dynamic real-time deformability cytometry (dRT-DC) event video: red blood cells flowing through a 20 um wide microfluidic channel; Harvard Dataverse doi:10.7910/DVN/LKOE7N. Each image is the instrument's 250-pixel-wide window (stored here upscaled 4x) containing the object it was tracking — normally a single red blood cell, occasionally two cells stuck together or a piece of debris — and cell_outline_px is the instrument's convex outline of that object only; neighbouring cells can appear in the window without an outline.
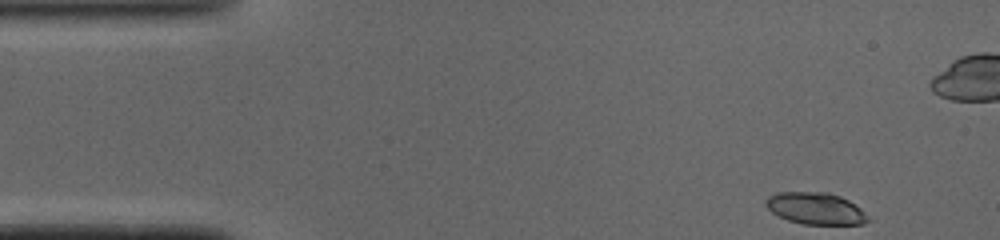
{"species": "common noctule bat (a hibernating species)", "species_latin": "Nyctalus noctula", "temperature_condition": "cold", "stored_images_in_passage": 46, "camera_frame_rate_fps": 3000, "um_per_image_px": 0.085, "animal": {"sex": "male", "body_mass_g": 19.0, "forearm_length_mm": 50.8}, "frame": {"image": 1, "passage_image": 1, "time_ms": 0.0, "image_size_px": [1000, 240], "cell_outline_px": [[872, 220], [864, 224], [804, 224], [788, 220], [772, 212], [764, 204], [764, 200], [768, 196], [776, 192], [828, 192], [840, 196], [848, 200], [860, 208]], "centroid_in_image_um": [69.33, 17.71], "position_along_channel_um": 15.7, "area_um2": 19.02}}
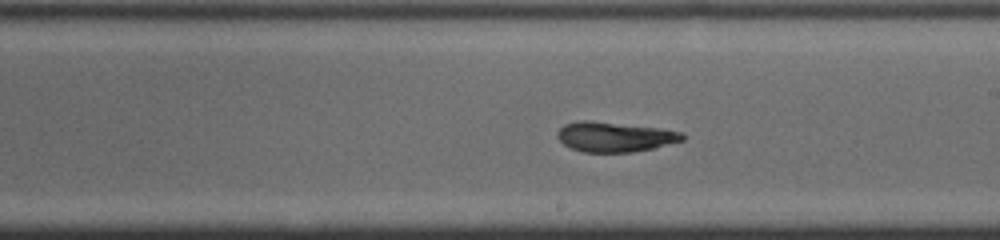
{"frame": {"image": 2, "passage_image": 24, "time_ms": 7.667, "image_size_px": [1000, 240], "cell_outline_px": [[684, 140], [652, 148], [632, 152], [584, 152], [572, 148], [564, 144], [556, 136], [556, 132], [564, 124], [576, 120], [588, 120], [660, 128], [684, 132]], "centroid_in_image_um": [52.23, 11.62], "position_along_channel_um": 236.8, "area_um2": 21.79}}
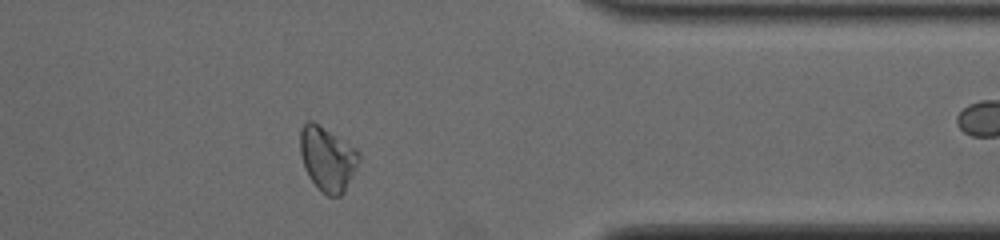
{"frame": {"image": 3, "passage_image": 36, "time_ms": 11.667, "image_size_px": [1000, 240], "cell_outline_px": [[360, 160], [344, 192], [340, 196], [328, 196], [320, 192], [308, 176], [304, 168], [300, 152], [300, 132], [304, 124], [308, 120], [312, 120], [356, 148], [360, 152]], "centroid_in_image_um": [27.83, 13.51], "position_along_channel_um": 383.6, "area_um2": 22.08}, "authors_computed_cell_mechanics": {"area_um2": 21.7906, "velocity_mm_per_s": 4.0742, "shape_relaxation_time_tau1_ms": null, "shape_relaxation_time_tau2_ms": 1.8484, "deformation_change_tau1": null, "deformation_change_tau2": 0.0907}}